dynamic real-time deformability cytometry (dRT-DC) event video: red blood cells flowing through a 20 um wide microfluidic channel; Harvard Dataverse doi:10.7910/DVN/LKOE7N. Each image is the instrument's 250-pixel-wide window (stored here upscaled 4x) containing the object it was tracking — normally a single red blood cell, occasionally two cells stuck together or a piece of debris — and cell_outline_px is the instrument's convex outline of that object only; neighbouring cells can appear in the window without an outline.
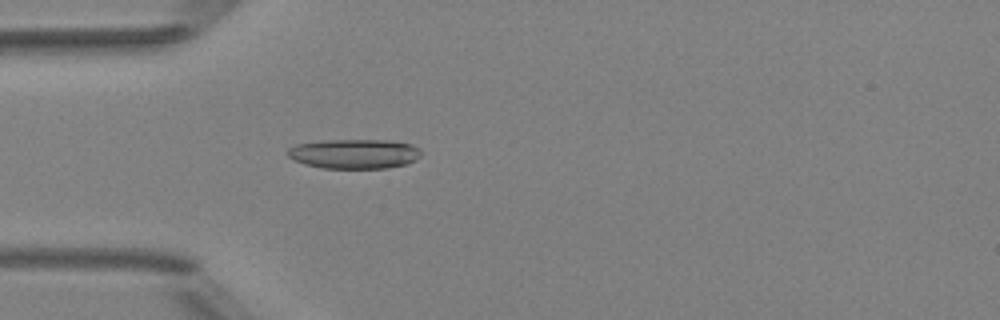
{"species": "Egyptian fruit bat (a non-hibernating species)", "species_latin": "Rousettus aegyptiacus", "temperature_condition": "room temperature", "stored_images_in_passage": 1, "camera_frame_rate_fps": 3000, "um_per_image_px": 0.085, "animal": {"sex": "female"}, "frame": {"image": 1, "passage_image": 1, "time_ms": 0.0, "image_size_px": [1000, 320], "cell_outline_px": [[420, 156], [416, 160], [404, 164], [388, 168], [324, 168], [304, 164], [288, 156], [288, 148], [296, 144], [328, 140], [388, 140], [412, 144], [420, 148]], "centroid_in_image_um": [30.14, 13.07], "position_along_channel_um": 54.9, "area_um2": 22.95}}